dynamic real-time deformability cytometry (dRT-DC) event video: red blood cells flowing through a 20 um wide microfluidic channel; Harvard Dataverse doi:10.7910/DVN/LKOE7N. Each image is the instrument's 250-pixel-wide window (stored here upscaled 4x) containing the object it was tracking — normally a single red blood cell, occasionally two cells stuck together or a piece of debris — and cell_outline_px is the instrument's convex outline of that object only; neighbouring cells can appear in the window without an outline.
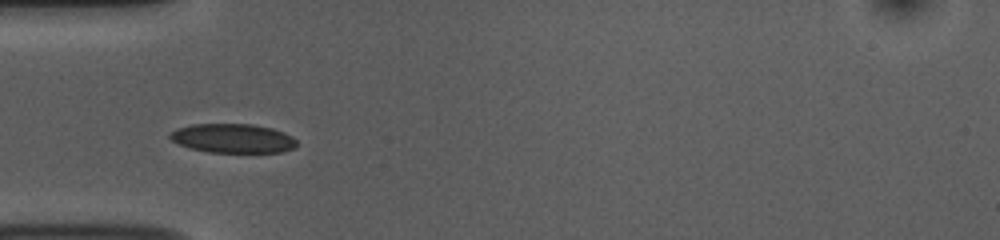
{"species": "common noctule bat (a hibernating species)", "species_latin": "Nyctalus noctula", "temperature_condition": "room temperature", "stored_images_in_passage": 38, "camera_frame_rate_fps": 3000, "um_per_image_px": 0.085, "animal": {"sex": "female", "body_mass_g": 10.0, "forearm_length_mm": 53.1}, "frame": {"image": 1, "passage_image": 1, "time_ms": 0.0, "image_size_px": [1000, 240], "cell_outline_px": [[296, 144], [292, 148], [280, 152], [208, 152], [192, 148], [180, 144], [172, 140], [168, 136], [176, 128], [192, 124], [252, 124], [272, 128], [284, 132], [292, 136], [296, 140]], "centroid_in_image_um": [19.79, 11.75], "position_along_channel_um": 65.2, "area_um2": 21.33}}
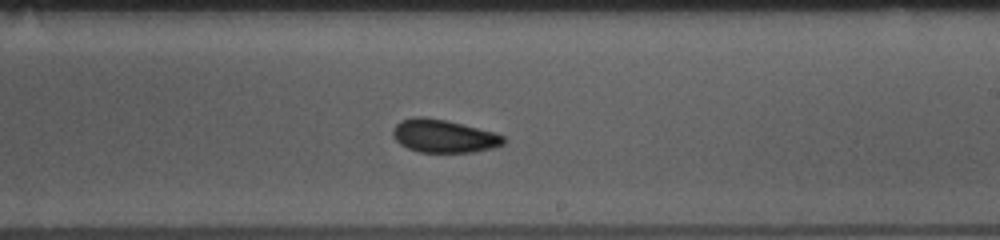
{"frame": {"image": 2, "passage_image": 16, "time_ms": 5.0, "image_size_px": [1000, 240], "cell_outline_px": [[504, 144], [492, 148], [472, 152], [420, 152], [408, 148], [400, 144], [396, 140], [392, 132], [392, 128], [400, 120], [412, 116], [424, 116], [444, 120], [492, 132], [504, 136]], "centroid_in_image_um": [37.66, 11.56], "position_along_channel_um": 251.3, "area_um2": 21.1}}
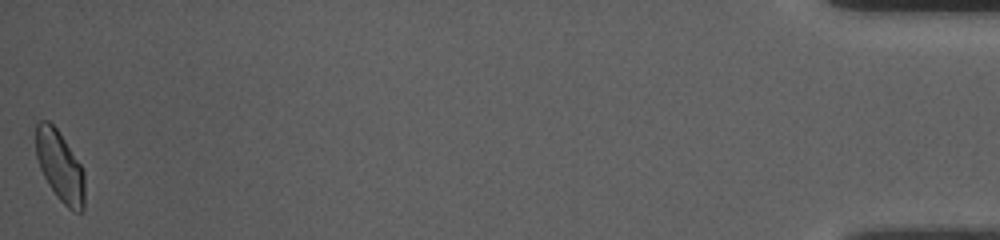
{"frame": {"image": 3, "passage_image": 38, "time_ms": 12.333, "image_size_px": [1000, 240], "cell_outline_px": [[84, 208], [80, 212], [76, 212], [68, 208], [56, 196], [48, 184], [40, 168], [36, 156], [36, 124], [40, 120], [48, 120], [56, 128], [80, 164], [84, 172]], "centroid_in_image_um": [5.09, 14.14], "position_along_channel_um": 430.1, "area_um2": 19.88}, "authors_computed_cell_mechanics": {"area_um2": 20.7213, "velocity_mm_per_s": 3.7318, "shape_relaxation_time_tau1_ms": 4.1692, "shape_relaxation_time_tau2_ms": 8.6607, "deformation_change_tau1": 0.1027, "deformation_change_tau2": 0.1188}}